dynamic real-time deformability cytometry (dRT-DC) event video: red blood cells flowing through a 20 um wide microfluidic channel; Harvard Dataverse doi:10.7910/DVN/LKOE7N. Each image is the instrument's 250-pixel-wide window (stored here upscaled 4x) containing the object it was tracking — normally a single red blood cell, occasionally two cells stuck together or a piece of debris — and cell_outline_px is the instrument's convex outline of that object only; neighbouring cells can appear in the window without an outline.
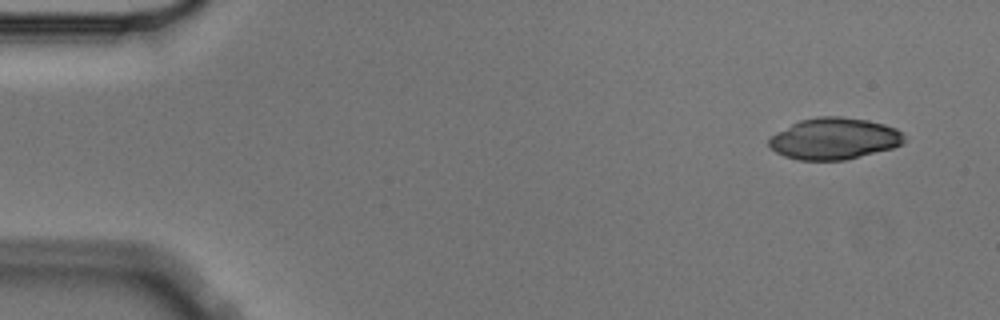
{"species": "Egyptian fruit bat (a non-hibernating species)", "species_latin": "Rousettus aegyptiacus", "temperature_condition": "cold", "stored_images_in_passage": 5, "segment_of_instrument_passage": [2, 2], "camera_frame_rate_fps": 3000, "um_per_image_px": 0.085, "animal": {"sex": "male"}, "frame": {"image": 1, "passage_image": 5, "time_ms": 1.333, "image_size_px": [1000, 320], "cell_outline_px": [[904, 144], [892, 148], [844, 160], [796, 160], [784, 156], [776, 152], [768, 144], [768, 140], [772, 136], [792, 124], [800, 120], [816, 116], [840, 116], [868, 120], [884, 124], [896, 128], [904, 136]], "centroid_in_image_um": [70.92, 11.78], "position_along_channel_um": 14.1, "area_um2": 32.6}}